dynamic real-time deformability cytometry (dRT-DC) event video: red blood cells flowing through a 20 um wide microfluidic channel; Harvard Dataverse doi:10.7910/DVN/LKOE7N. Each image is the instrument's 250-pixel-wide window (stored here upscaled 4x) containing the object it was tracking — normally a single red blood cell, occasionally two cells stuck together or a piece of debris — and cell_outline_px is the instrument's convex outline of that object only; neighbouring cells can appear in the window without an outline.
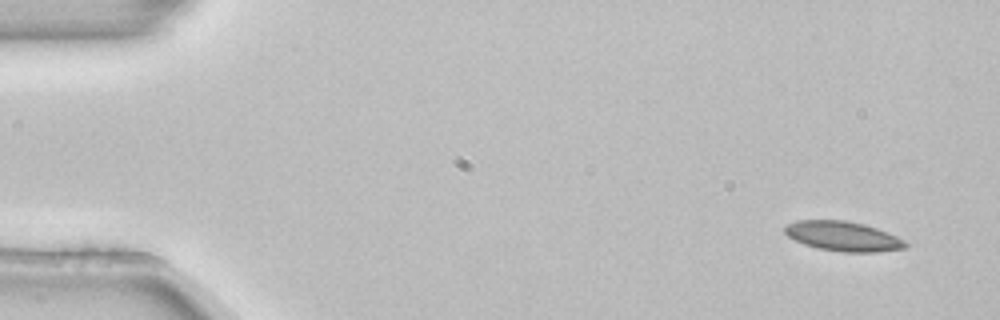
{"species": "common noctule bat (a hibernating species)", "species_latin": "Nyctalus noctula", "temperature_condition": "room temperature", "stored_images_in_passage": 7, "camera_frame_rate_fps": 3000, "um_per_image_px": 0.085, "animal": {"sex": "female", "body_mass_g": 22.7, "forearm_length_mm": 54.2}, "frame": {"image": 1, "passage_image": 1, "time_ms": 0.0, "image_size_px": [1000, 320], "cell_outline_px": [[908, 248], [876, 252], [840, 252], [820, 248], [804, 244], [788, 236], [784, 232], [784, 224], [796, 220], [844, 220], [864, 224], [876, 228], [896, 236], [904, 240], [908, 244]], "centroid_in_image_um": [71.65, 20.08], "position_along_channel_um": 13.3, "area_um2": 20.92}}
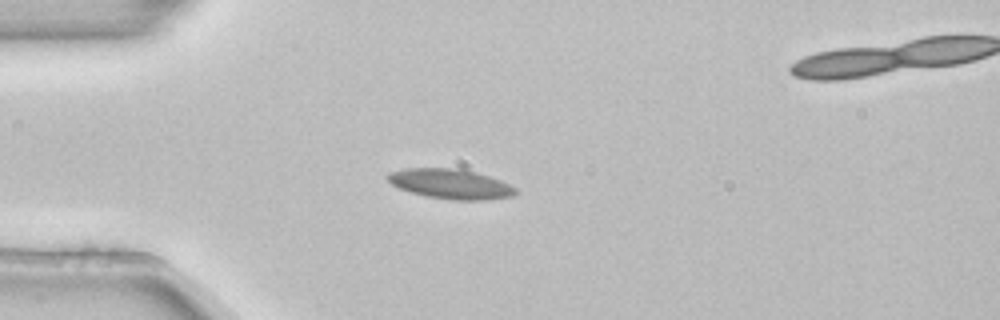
{"frame": {"image": 2, "passage_image": 4, "time_ms": 1.0, "image_size_px": [1000, 320], "cell_outline_px": [[516, 192], [512, 196], [484, 200], [452, 200], [428, 196], [412, 192], [400, 188], [392, 184], [384, 176], [388, 172], [408, 168], [460, 168], [476, 172], [500, 180], [516, 188]], "centroid_in_image_um": [38.28, 15.62], "position_along_channel_um": 46.7, "area_um2": 22.14}}